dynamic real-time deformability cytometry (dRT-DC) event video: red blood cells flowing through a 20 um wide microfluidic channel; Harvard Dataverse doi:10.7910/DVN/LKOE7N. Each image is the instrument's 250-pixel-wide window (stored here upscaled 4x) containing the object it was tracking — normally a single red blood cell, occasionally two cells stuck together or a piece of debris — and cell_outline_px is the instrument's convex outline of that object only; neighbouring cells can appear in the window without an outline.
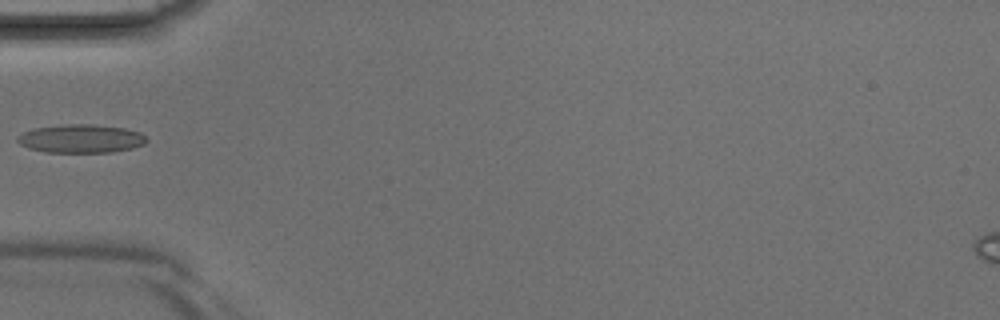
{"species": "Egyptian fruit bat (a non-hibernating species)", "species_latin": "Rousettus aegyptiacus", "temperature_condition": "room temperature", "stored_images_in_passage": 3, "camera_frame_rate_fps": 3000, "um_per_image_px": 0.085, "animal": {"sex": "male"}, "frame": {"image": 1, "passage_image": 3, "time_ms": 0.667, "image_size_px": [1000, 320], "cell_outline_px": [[148, 140], [144, 144], [132, 148], [112, 152], [44, 152], [28, 148], [20, 144], [16, 140], [16, 136], [24, 132], [36, 128], [64, 124], [92, 124], [124, 128], [140, 132]], "centroid_in_image_um": [6.87, 11.78], "position_along_channel_um": 78.1, "area_um2": 21.39}}